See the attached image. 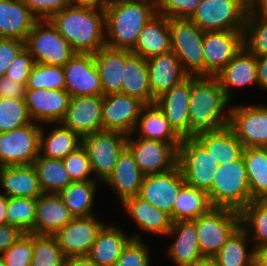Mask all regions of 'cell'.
<instances>
[{
	"label": "cell",
	"instance_id": "obj_46",
	"mask_svg": "<svg viewBox=\"0 0 267 266\" xmlns=\"http://www.w3.org/2000/svg\"><path fill=\"white\" fill-rule=\"evenodd\" d=\"M65 90V74L62 66L35 63L29 73L26 89Z\"/></svg>",
	"mask_w": 267,
	"mask_h": 266
},
{
	"label": "cell",
	"instance_id": "obj_54",
	"mask_svg": "<svg viewBox=\"0 0 267 266\" xmlns=\"http://www.w3.org/2000/svg\"><path fill=\"white\" fill-rule=\"evenodd\" d=\"M24 47L23 41L0 38V77L6 74L7 69Z\"/></svg>",
	"mask_w": 267,
	"mask_h": 266
},
{
	"label": "cell",
	"instance_id": "obj_13",
	"mask_svg": "<svg viewBox=\"0 0 267 266\" xmlns=\"http://www.w3.org/2000/svg\"><path fill=\"white\" fill-rule=\"evenodd\" d=\"M229 127L244 148L267 146V105H230Z\"/></svg>",
	"mask_w": 267,
	"mask_h": 266
},
{
	"label": "cell",
	"instance_id": "obj_40",
	"mask_svg": "<svg viewBox=\"0 0 267 266\" xmlns=\"http://www.w3.org/2000/svg\"><path fill=\"white\" fill-rule=\"evenodd\" d=\"M97 181H73L58 194L73 217L93 215Z\"/></svg>",
	"mask_w": 267,
	"mask_h": 266
},
{
	"label": "cell",
	"instance_id": "obj_6",
	"mask_svg": "<svg viewBox=\"0 0 267 266\" xmlns=\"http://www.w3.org/2000/svg\"><path fill=\"white\" fill-rule=\"evenodd\" d=\"M171 51L189 76H204L203 37L191 19H169Z\"/></svg>",
	"mask_w": 267,
	"mask_h": 266
},
{
	"label": "cell",
	"instance_id": "obj_3",
	"mask_svg": "<svg viewBox=\"0 0 267 266\" xmlns=\"http://www.w3.org/2000/svg\"><path fill=\"white\" fill-rule=\"evenodd\" d=\"M106 46L132 50L143 26L157 14L154 0H114L105 7Z\"/></svg>",
	"mask_w": 267,
	"mask_h": 266
},
{
	"label": "cell",
	"instance_id": "obj_51",
	"mask_svg": "<svg viewBox=\"0 0 267 266\" xmlns=\"http://www.w3.org/2000/svg\"><path fill=\"white\" fill-rule=\"evenodd\" d=\"M202 0H157V13L169 19H191Z\"/></svg>",
	"mask_w": 267,
	"mask_h": 266
},
{
	"label": "cell",
	"instance_id": "obj_10",
	"mask_svg": "<svg viewBox=\"0 0 267 266\" xmlns=\"http://www.w3.org/2000/svg\"><path fill=\"white\" fill-rule=\"evenodd\" d=\"M128 135L102 130L82 138V146L87 152L91 169L99 181L104 182L113 172L119 156L127 147Z\"/></svg>",
	"mask_w": 267,
	"mask_h": 266
},
{
	"label": "cell",
	"instance_id": "obj_60",
	"mask_svg": "<svg viewBox=\"0 0 267 266\" xmlns=\"http://www.w3.org/2000/svg\"><path fill=\"white\" fill-rule=\"evenodd\" d=\"M249 9L254 14L267 18V0H255Z\"/></svg>",
	"mask_w": 267,
	"mask_h": 266
},
{
	"label": "cell",
	"instance_id": "obj_29",
	"mask_svg": "<svg viewBox=\"0 0 267 266\" xmlns=\"http://www.w3.org/2000/svg\"><path fill=\"white\" fill-rule=\"evenodd\" d=\"M36 21L24 0H0V38L25 42Z\"/></svg>",
	"mask_w": 267,
	"mask_h": 266
},
{
	"label": "cell",
	"instance_id": "obj_16",
	"mask_svg": "<svg viewBox=\"0 0 267 266\" xmlns=\"http://www.w3.org/2000/svg\"><path fill=\"white\" fill-rule=\"evenodd\" d=\"M65 90L72 97L103 95L92 53H75L63 66Z\"/></svg>",
	"mask_w": 267,
	"mask_h": 266
},
{
	"label": "cell",
	"instance_id": "obj_28",
	"mask_svg": "<svg viewBox=\"0 0 267 266\" xmlns=\"http://www.w3.org/2000/svg\"><path fill=\"white\" fill-rule=\"evenodd\" d=\"M0 187L7 197L38 198L43 194L33 164L0 167Z\"/></svg>",
	"mask_w": 267,
	"mask_h": 266
},
{
	"label": "cell",
	"instance_id": "obj_24",
	"mask_svg": "<svg viewBox=\"0 0 267 266\" xmlns=\"http://www.w3.org/2000/svg\"><path fill=\"white\" fill-rule=\"evenodd\" d=\"M176 237L168 252L172 262L177 266H194L204 259L200 252L198 236L194 221H176L166 236Z\"/></svg>",
	"mask_w": 267,
	"mask_h": 266
},
{
	"label": "cell",
	"instance_id": "obj_55",
	"mask_svg": "<svg viewBox=\"0 0 267 266\" xmlns=\"http://www.w3.org/2000/svg\"><path fill=\"white\" fill-rule=\"evenodd\" d=\"M26 84L9 79L6 75L0 77V98H25Z\"/></svg>",
	"mask_w": 267,
	"mask_h": 266
},
{
	"label": "cell",
	"instance_id": "obj_37",
	"mask_svg": "<svg viewBox=\"0 0 267 266\" xmlns=\"http://www.w3.org/2000/svg\"><path fill=\"white\" fill-rule=\"evenodd\" d=\"M213 206L206 191L184 184L178 192L171 213L172 222L193 221L207 213Z\"/></svg>",
	"mask_w": 267,
	"mask_h": 266
},
{
	"label": "cell",
	"instance_id": "obj_33",
	"mask_svg": "<svg viewBox=\"0 0 267 266\" xmlns=\"http://www.w3.org/2000/svg\"><path fill=\"white\" fill-rule=\"evenodd\" d=\"M132 239L118 227L106 223L98 232L88 257L100 266H115L124 247Z\"/></svg>",
	"mask_w": 267,
	"mask_h": 266
},
{
	"label": "cell",
	"instance_id": "obj_59",
	"mask_svg": "<svg viewBox=\"0 0 267 266\" xmlns=\"http://www.w3.org/2000/svg\"><path fill=\"white\" fill-rule=\"evenodd\" d=\"M254 266H267V245L254 248Z\"/></svg>",
	"mask_w": 267,
	"mask_h": 266
},
{
	"label": "cell",
	"instance_id": "obj_34",
	"mask_svg": "<svg viewBox=\"0 0 267 266\" xmlns=\"http://www.w3.org/2000/svg\"><path fill=\"white\" fill-rule=\"evenodd\" d=\"M195 138L211 153L219 165L238 160L244 150L243 144L229 126L199 133Z\"/></svg>",
	"mask_w": 267,
	"mask_h": 266
},
{
	"label": "cell",
	"instance_id": "obj_2",
	"mask_svg": "<svg viewBox=\"0 0 267 266\" xmlns=\"http://www.w3.org/2000/svg\"><path fill=\"white\" fill-rule=\"evenodd\" d=\"M49 20L75 53L94 54L106 46L104 8L71 4Z\"/></svg>",
	"mask_w": 267,
	"mask_h": 266
},
{
	"label": "cell",
	"instance_id": "obj_25",
	"mask_svg": "<svg viewBox=\"0 0 267 266\" xmlns=\"http://www.w3.org/2000/svg\"><path fill=\"white\" fill-rule=\"evenodd\" d=\"M131 52L146 60L171 52L169 18L158 13L155 14L143 26L138 41Z\"/></svg>",
	"mask_w": 267,
	"mask_h": 266
},
{
	"label": "cell",
	"instance_id": "obj_53",
	"mask_svg": "<svg viewBox=\"0 0 267 266\" xmlns=\"http://www.w3.org/2000/svg\"><path fill=\"white\" fill-rule=\"evenodd\" d=\"M35 64L30 52L24 47L13 60L6 72V76L19 83L26 84L29 73Z\"/></svg>",
	"mask_w": 267,
	"mask_h": 266
},
{
	"label": "cell",
	"instance_id": "obj_44",
	"mask_svg": "<svg viewBox=\"0 0 267 266\" xmlns=\"http://www.w3.org/2000/svg\"><path fill=\"white\" fill-rule=\"evenodd\" d=\"M31 266H65V256L54 235L32 233Z\"/></svg>",
	"mask_w": 267,
	"mask_h": 266
},
{
	"label": "cell",
	"instance_id": "obj_31",
	"mask_svg": "<svg viewBox=\"0 0 267 266\" xmlns=\"http://www.w3.org/2000/svg\"><path fill=\"white\" fill-rule=\"evenodd\" d=\"M58 194H45L37 198L35 234L54 235L73 219Z\"/></svg>",
	"mask_w": 267,
	"mask_h": 266
},
{
	"label": "cell",
	"instance_id": "obj_11",
	"mask_svg": "<svg viewBox=\"0 0 267 266\" xmlns=\"http://www.w3.org/2000/svg\"><path fill=\"white\" fill-rule=\"evenodd\" d=\"M41 124L0 132V167L33 164L39 155Z\"/></svg>",
	"mask_w": 267,
	"mask_h": 266
},
{
	"label": "cell",
	"instance_id": "obj_20",
	"mask_svg": "<svg viewBox=\"0 0 267 266\" xmlns=\"http://www.w3.org/2000/svg\"><path fill=\"white\" fill-rule=\"evenodd\" d=\"M103 95L72 97L60 122L81 138L102 131Z\"/></svg>",
	"mask_w": 267,
	"mask_h": 266
},
{
	"label": "cell",
	"instance_id": "obj_38",
	"mask_svg": "<svg viewBox=\"0 0 267 266\" xmlns=\"http://www.w3.org/2000/svg\"><path fill=\"white\" fill-rule=\"evenodd\" d=\"M249 190L252 200H267V150L264 147L244 148Z\"/></svg>",
	"mask_w": 267,
	"mask_h": 266
},
{
	"label": "cell",
	"instance_id": "obj_8",
	"mask_svg": "<svg viewBox=\"0 0 267 266\" xmlns=\"http://www.w3.org/2000/svg\"><path fill=\"white\" fill-rule=\"evenodd\" d=\"M177 165L186 184L208 192L219 162L195 137H186L178 148Z\"/></svg>",
	"mask_w": 267,
	"mask_h": 266
},
{
	"label": "cell",
	"instance_id": "obj_14",
	"mask_svg": "<svg viewBox=\"0 0 267 266\" xmlns=\"http://www.w3.org/2000/svg\"><path fill=\"white\" fill-rule=\"evenodd\" d=\"M243 47L244 31L204 32V76L218 74Z\"/></svg>",
	"mask_w": 267,
	"mask_h": 266
},
{
	"label": "cell",
	"instance_id": "obj_5",
	"mask_svg": "<svg viewBox=\"0 0 267 266\" xmlns=\"http://www.w3.org/2000/svg\"><path fill=\"white\" fill-rule=\"evenodd\" d=\"M193 221L204 258H213L240 227L239 212L228 208L212 207Z\"/></svg>",
	"mask_w": 267,
	"mask_h": 266
},
{
	"label": "cell",
	"instance_id": "obj_36",
	"mask_svg": "<svg viewBox=\"0 0 267 266\" xmlns=\"http://www.w3.org/2000/svg\"><path fill=\"white\" fill-rule=\"evenodd\" d=\"M59 125L55 124L57 127L51 129L50 133H45L44 125H41L40 156L63 159L82 145V138L79 135L64 127L61 123Z\"/></svg>",
	"mask_w": 267,
	"mask_h": 266
},
{
	"label": "cell",
	"instance_id": "obj_56",
	"mask_svg": "<svg viewBox=\"0 0 267 266\" xmlns=\"http://www.w3.org/2000/svg\"><path fill=\"white\" fill-rule=\"evenodd\" d=\"M24 233L8 224L0 225V256L9 249Z\"/></svg>",
	"mask_w": 267,
	"mask_h": 266
},
{
	"label": "cell",
	"instance_id": "obj_65",
	"mask_svg": "<svg viewBox=\"0 0 267 266\" xmlns=\"http://www.w3.org/2000/svg\"><path fill=\"white\" fill-rule=\"evenodd\" d=\"M0 266H6L4 263V260L1 258V256H0Z\"/></svg>",
	"mask_w": 267,
	"mask_h": 266
},
{
	"label": "cell",
	"instance_id": "obj_22",
	"mask_svg": "<svg viewBox=\"0 0 267 266\" xmlns=\"http://www.w3.org/2000/svg\"><path fill=\"white\" fill-rule=\"evenodd\" d=\"M151 93L154 99L189 75L183 70L178 57L171 51L146 60Z\"/></svg>",
	"mask_w": 267,
	"mask_h": 266
},
{
	"label": "cell",
	"instance_id": "obj_49",
	"mask_svg": "<svg viewBox=\"0 0 267 266\" xmlns=\"http://www.w3.org/2000/svg\"><path fill=\"white\" fill-rule=\"evenodd\" d=\"M62 161L72 181L96 180V178H91L93 173L90 160L82 145L68 154Z\"/></svg>",
	"mask_w": 267,
	"mask_h": 266
},
{
	"label": "cell",
	"instance_id": "obj_63",
	"mask_svg": "<svg viewBox=\"0 0 267 266\" xmlns=\"http://www.w3.org/2000/svg\"><path fill=\"white\" fill-rule=\"evenodd\" d=\"M194 266H219V264L213 258H204Z\"/></svg>",
	"mask_w": 267,
	"mask_h": 266
},
{
	"label": "cell",
	"instance_id": "obj_12",
	"mask_svg": "<svg viewBox=\"0 0 267 266\" xmlns=\"http://www.w3.org/2000/svg\"><path fill=\"white\" fill-rule=\"evenodd\" d=\"M134 134L128 135L127 148L144 176L165 173L177 166L178 150L172 144L140 137L135 139Z\"/></svg>",
	"mask_w": 267,
	"mask_h": 266
},
{
	"label": "cell",
	"instance_id": "obj_42",
	"mask_svg": "<svg viewBox=\"0 0 267 266\" xmlns=\"http://www.w3.org/2000/svg\"><path fill=\"white\" fill-rule=\"evenodd\" d=\"M239 215L240 227L255 241L253 248L267 245V201L252 200Z\"/></svg>",
	"mask_w": 267,
	"mask_h": 266
},
{
	"label": "cell",
	"instance_id": "obj_47",
	"mask_svg": "<svg viewBox=\"0 0 267 266\" xmlns=\"http://www.w3.org/2000/svg\"><path fill=\"white\" fill-rule=\"evenodd\" d=\"M32 122L24 98H0V132H8Z\"/></svg>",
	"mask_w": 267,
	"mask_h": 266
},
{
	"label": "cell",
	"instance_id": "obj_48",
	"mask_svg": "<svg viewBox=\"0 0 267 266\" xmlns=\"http://www.w3.org/2000/svg\"><path fill=\"white\" fill-rule=\"evenodd\" d=\"M115 266H150V248L144 244L139 234L132 236Z\"/></svg>",
	"mask_w": 267,
	"mask_h": 266
},
{
	"label": "cell",
	"instance_id": "obj_19",
	"mask_svg": "<svg viewBox=\"0 0 267 266\" xmlns=\"http://www.w3.org/2000/svg\"><path fill=\"white\" fill-rule=\"evenodd\" d=\"M24 99L31 120L45 125L63 120L71 96L66 90L26 89Z\"/></svg>",
	"mask_w": 267,
	"mask_h": 266
},
{
	"label": "cell",
	"instance_id": "obj_45",
	"mask_svg": "<svg viewBox=\"0 0 267 266\" xmlns=\"http://www.w3.org/2000/svg\"><path fill=\"white\" fill-rule=\"evenodd\" d=\"M244 47L257 57L267 56V18L250 9L244 27Z\"/></svg>",
	"mask_w": 267,
	"mask_h": 266
},
{
	"label": "cell",
	"instance_id": "obj_1",
	"mask_svg": "<svg viewBox=\"0 0 267 266\" xmlns=\"http://www.w3.org/2000/svg\"><path fill=\"white\" fill-rule=\"evenodd\" d=\"M189 101V137L229 125L231 101L215 76H191Z\"/></svg>",
	"mask_w": 267,
	"mask_h": 266
},
{
	"label": "cell",
	"instance_id": "obj_39",
	"mask_svg": "<svg viewBox=\"0 0 267 266\" xmlns=\"http://www.w3.org/2000/svg\"><path fill=\"white\" fill-rule=\"evenodd\" d=\"M33 166L37 172L40 189L45 194H59L73 182L62 159L38 155Z\"/></svg>",
	"mask_w": 267,
	"mask_h": 266
},
{
	"label": "cell",
	"instance_id": "obj_57",
	"mask_svg": "<svg viewBox=\"0 0 267 266\" xmlns=\"http://www.w3.org/2000/svg\"><path fill=\"white\" fill-rule=\"evenodd\" d=\"M258 87L267 91V56L257 57Z\"/></svg>",
	"mask_w": 267,
	"mask_h": 266
},
{
	"label": "cell",
	"instance_id": "obj_64",
	"mask_svg": "<svg viewBox=\"0 0 267 266\" xmlns=\"http://www.w3.org/2000/svg\"><path fill=\"white\" fill-rule=\"evenodd\" d=\"M242 3H244L248 8H250L255 0H240Z\"/></svg>",
	"mask_w": 267,
	"mask_h": 266
},
{
	"label": "cell",
	"instance_id": "obj_61",
	"mask_svg": "<svg viewBox=\"0 0 267 266\" xmlns=\"http://www.w3.org/2000/svg\"><path fill=\"white\" fill-rule=\"evenodd\" d=\"M108 2L106 0H71L73 5L104 8Z\"/></svg>",
	"mask_w": 267,
	"mask_h": 266
},
{
	"label": "cell",
	"instance_id": "obj_62",
	"mask_svg": "<svg viewBox=\"0 0 267 266\" xmlns=\"http://www.w3.org/2000/svg\"><path fill=\"white\" fill-rule=\"evenodd\" d=\"M8 197L0 193V225L7 224Z\"/></svg>",
	"mask_w": 267,
	"mask_h": 266
},
{
	"label": "cell",
	"instance_id": "obj_43",
	"mask_svg": "<svg viewBox=\"0 0 267 266\" xmlns=\"http://www.w3.org/2000/svg\"><path fill=\"white\" fill-rule=\"evenodd\" d=\"M36 203L37 198L8 197L7 224L35 234Z\"/></svg>",
	"mask_w": 267,
	"mask_h": 266
},
{
	"label": "cell",
	"instance_id": "obj_27",
	"mask_svg": "<svg viewBox=\"0 0 267 266\" xmlns=\"http://www.w3.org/2000/svg\"><path fill=\"white\" fill-rule=\"evenodd\" d=\"M131 54V50L128 49H114L107 46L93 54L103 95L121 93L123 66Z\"/></svg>",
	"mask_w": 267,
	"mask_h": 266
},
{
	"label": "cell",
	"instance_id": "obj_35",
	"mask_svg": "<svg viewBox=\"0 0 267 266\" xmlns=\"http://www.w3.org/2000/svg\"><path fill=\"white\" fill-rule=\"evenodd\" d=\"M121 93L138 98L144 104L155 103L152 96L146 59L132 53L123 66Z\"/></svg>",
	"mask_w": 267,
	"mask_h": 266
},
{
	"label": "cell",
	"instance_id": "obj_9",
	"mask_svg": "<svg viewBox=\"0 0 267 266\" xmlns=\"http://www.w3.org/2000/svg\"><path fill=\"white\" fill-rule=\"evenodd\" d=\"M248 10L240 0H202L191 20L203 32L244 31Z\"/></svg>",
	"mask_w": 267,
	"mask_h": 266
},
{
	"label": "cell",
	"instance_id": "obj_7",
	"mask_svg": "<svg viewBox=\"0 0 267 266\" xmlns=\"http://www.w3.org/2000/svg\"><path fill=\"white\" fill-rule=\"evenodd\" d=\"M35 63L64 66L75 54L50 20H37L24 42Z\"/></svg>",
	"mask_w": 267,
	"mask_h": 266
},
{
	"label": "cell",
	"instance_id": "obj_21",
	"mask_svg": "<svg viewBox=\"0 0 267 266\" xmlns=\"http://www.w3.org/2000/svg\"><path fill=\"white\" fill-rule=\"evenodd\" d=\"M191 76L161 94L155 104L162 110L173 129L182 137H189V99Z\"/></svg>",
	"mask_w": 267,
	"mask_h": 266
},
{
	"label": "cell",
	"instance_id": "obj_41",
	"mask_svg": "<svg viewBox=\"0 0 267 266\" xmlns=\"http://www.w3.org/2000/svg\"><path fill=\"white\" fill-rule=\"evenodd\" d=\"M250 236L239 227L213 259L219 266H254V248H246ZM248 251V252H247Z\"/></svg>",
	"mask_w": 267,
	"mask_h": 266
},
{
	"label": "cell",
	"instance_id": "obj_30",
	"mask_svg": "<svg viewBox=\"0 0 267 266\" xmlns=\"http://www.w3.org/2000/svg\"><path fill=\"white\" fill-rule=\"evenodd\" d=\"M136 130L140 138L170 143L177 150L183 140L155 103L143 106L134 133Z\"/></svg>",
	"mask_w": 267,
	"mask_h": 266
},
{
	"label": "cell",
	"instance_id": "obj_4",
	"mask_svg": "<svg viewBox=\"0 0 267 266\" xmlns=\"http://www.w3.org/2000/svg\"><path fill=\"white\" fill-rule=\"evenodd\" d=\"M207 193L213 207L228 208L238 212L252 201L243 156L218 166L212 187Z\"/></svg>",
	"mask_w": 267,
	"mask_h": 266
},
{
	"label": "cell",
	"instance_id": "obj_18",
	"mask_svg": "<svg viewBox=\"0 0 267 266\" xmlns=\"http://www.w3.org/2000/svg\"><path fill=\"white\" fill-rule=\"evenodd\" d=\"M184 184L185 179L177 165L168 172L144 176L138 196L171 217L174 202Z\"/></svg>",
	"mask_w": 267,
	"mask_h": 266
},
{
	"label": "cell",
	"instance_id": "obj_23",
	"mask_svg": "<svg viewBox=\"0 0 267 266\" xmlns=\"http://www.w3.org/2000/svg\"><path fill=\"white\" fill-rule=\"evenodd\" d=\"M225 96L231 101V88L257 85V56L243 47L233 59L215 75Z\"/></svg>",
	"mask_w": 267,
	"mask_h": 266
},
{
	"label": "cell",
	"instance_id": "obj_26",
	"mask_svg": "<svg viewBox=\"0 0 267 266\" xmlns=\"http://www.w3.org/2000/svg\"><path fill=\"white\" fill-rule=\"evenodd\" d=\"M144 175L139 170L131 151L126 147L118 158L113 172L103 182L109 185L121 203L129 197L138 196Z\"/></svg>",
	"mask_w": 267,
	"mask_h": 266
},
{
	"label": "cell",
	"instance_id": "obj_32",
	"mask_svg": "<svg viewBox=\"0 0 267 266\" xmlns=\"http://www.w3.org/2000/svg\"><path fill=\"white\" fill-rule=\"evenodd\" d=\"M121 204L129 217L135 220L136 226L143 231L166 236L172 227L173 222L169 214L139 196L126 198Z\"/></svg>",
	"mask_w": 267,
	"mask_h": 266
},
{
	"label": "cell",
	"instance_id": "obj_17",
	"mask_svg": "<svg viewBox=\"0 0 267 266\" xmlns=\"http://www.w3.org/2000/svg\"><path fill=\"white\" fill-rule=\"evenodd\" d=\"M144 105L138 98L122 93L103 95V130L118 131L126 135L134 133Z\"/></svg>",
	"mask_w": 267,
	"mask_h": 266
},
{
	"label": "cell",
	"instance_id": "obj_58",
	"mask_svg": "<svg viewBox=\"0 0 267 266\" xmlns=\"http://www.w3.org/2000/svg\"><path fill=\"white\" fill-rule=\"evenodd\" d=\"M65 266H100L88 256L70 257L65 260Z\"/></svg>",
	"mask_w": 267,
	"mask_h": 266
},
{
	"label": "cell",
	"instance_id": "obj_50",
	"mask_svg": "<svg viewBox=\"0 0 267 266\" xmlns=\"http://www.w3.org/2000/svg\"><path fill=\"white\" fill-rule=\"evenodd\" d=\"M32 253V233H24L1 258L6 266H31Z\"/></svg>",
	"mask_w": 267,
	"mask_h": 266
},
{
	"label": "cell",
	"instance_id": "obj_15",
	"mask_svg": "<svg viewBox=\"0 0 267 266\" xmlns=\"http://www.w3.org/2000/svg\"><path fill=\"white\" fill-rule=\"evenodd\" d=\"M104 223L95 215L74 217L55 234L65 258L87 256Z\"/></svg>",
	"mask_w": 267,
	"mask_h": 266
},
{
	"label": "cell",
	"instance_id": "obj_52",
	"mask_svg": "<svg viewBox=\"0 0 267 266\" xmlns=\"http://www.w3.org/2000/svg\"><path fill=\"white\" fill-rule=\"evenodd\" d=\"M37 20H49L54 14L71 5V0H24Z\"/></svg>",
	"mask_w": 267,
	"mask_h": 266
}]
</instances>
